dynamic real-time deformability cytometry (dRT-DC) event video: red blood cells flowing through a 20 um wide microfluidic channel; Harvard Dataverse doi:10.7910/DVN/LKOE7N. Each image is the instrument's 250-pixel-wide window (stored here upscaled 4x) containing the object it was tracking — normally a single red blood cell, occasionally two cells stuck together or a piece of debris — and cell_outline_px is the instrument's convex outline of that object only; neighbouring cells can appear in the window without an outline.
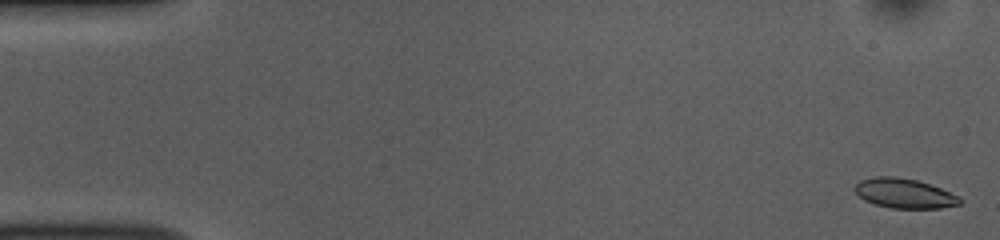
{"species": "common noctule bat (a hibernating species)", "species_latin": "Nyctalus noctula", "temperature_condition": "room temperature", "stored_images_in_passage": 51, "camera_frame_rate_fps": 3000, "um_per_image_px": 0.085, "animal": {"sex": "female", "body_mass_g": 10.0, "forearm_length_mm": 53.1}, "frame": {"image": 1, "passage_image": 1, "time_ms": 0.0, "image_size_px": [1000, 240], "cell_outline_px": [[964, 200], [960, 204], [940, 208], [892, 208], [876, 204], [864, 200], [852, 188], [860, 180], [876, 176], [896, 176], [916, 180], [940, 188], [960, 196]], "centroid_in_image_um": [76.88, 16.43], "position_along_channel_um": 8.1, "area_um2": 18.15}}
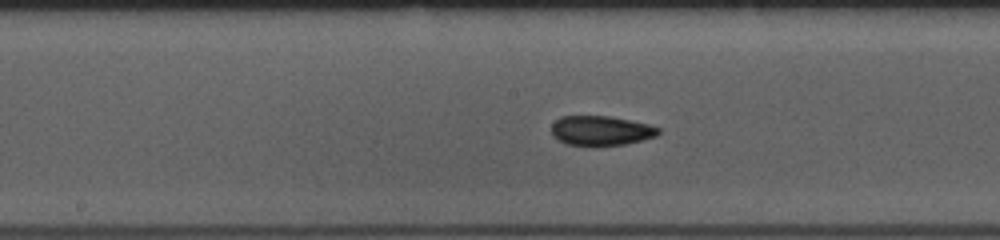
{"frame": {"image": 2, "passage_image": 26, "time_ms": 8.333, "image_size_px": [1000, 240], "cell_outline_px": [[660, 132], [656, 136], [624, 144], [596, 148], [592, 148], [568, 144], [552, 136], [552, 124], [560, 116], [608, 116], [648, 124], [660, 128]], "centroid_in_image_um": [51.05, 11.13], "position_along_channel_um": 197.1, "area_um2": 18.79}}
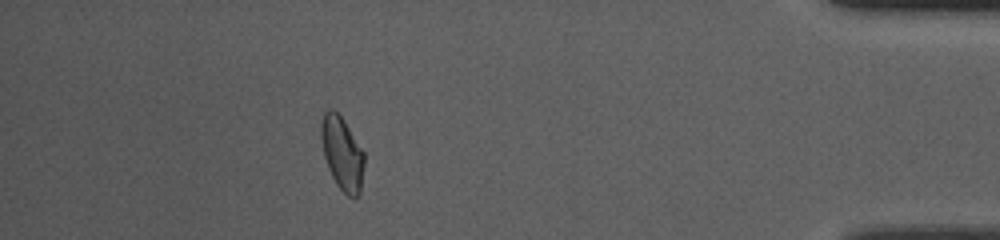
{"frame": {"image": 3, "passage_image": 46, "time_ms": 15.0, "image_size_px": [1000, 240], "cell_outline_px": [[364, 164], [360, 192], [356, 196], [348, 196], [336, 184], [328, 168], [324, 156], [320, 136], [320, 124], [324, 112], [328, 108], [332, 108], [344, 120], [364, 152]], "centroid_in_image_um": [29.06, 13.0], "position_along_channel_um": 406.1, "area_um2": 18.38}, "authors_computed_cell_mechanics": {"area_um2": 18.5538, "velocity_mm_per_s": 3.873, "shape_relaxation_time_tau1_ms": 3.7303, "shape_relaxation_time_tau2_ms": 1.1859, "deformation_change_tau1": 0.1209, "deformation_change_tau2": 0.0602}}